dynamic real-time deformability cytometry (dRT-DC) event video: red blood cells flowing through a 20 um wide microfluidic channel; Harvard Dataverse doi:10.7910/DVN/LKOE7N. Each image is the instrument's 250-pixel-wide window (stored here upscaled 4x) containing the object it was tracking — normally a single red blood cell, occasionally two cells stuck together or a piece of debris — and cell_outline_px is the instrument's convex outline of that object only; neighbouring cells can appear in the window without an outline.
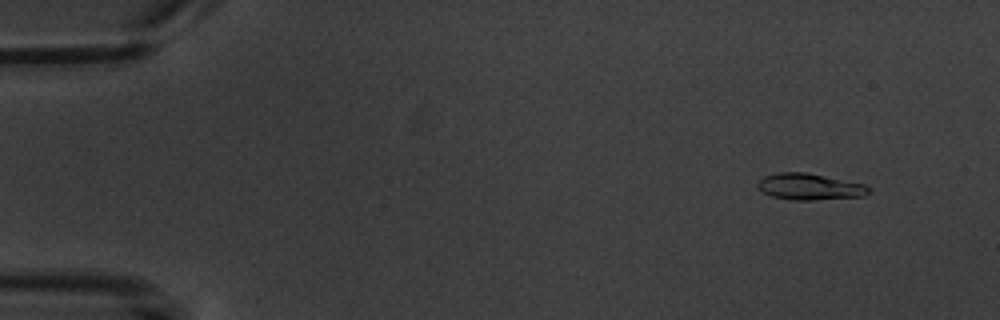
{"species": "common noctule bat (a hibernating species)", "species_latin": "Nyctalus noctula", "temperature_condition": "warm", "stored_images_in_passage": 5, "camera_frame_rate_fps": 3000, "um_per_image_px": 0.085, "animal": {"sex": "male", "body_mass_g": 20.1, "forearm_length_mm": 53.5}, "frame": {"image": 1, "passage_image": 1, "time_ms": 0.0, "image_size_px": [1000, 320], "cell_outline_px": [[872, 188], [864, 196], [812, 200], [788, 200], [772, 196], [760, 192], [756, 188], [756, 184], [764, 176], [776, 172], [808, 172], [864, 184]], "centroid_in_image_um": [68.77, 15.87], "position_along_channel_um": 16.2, "area_um2": 17.34}}
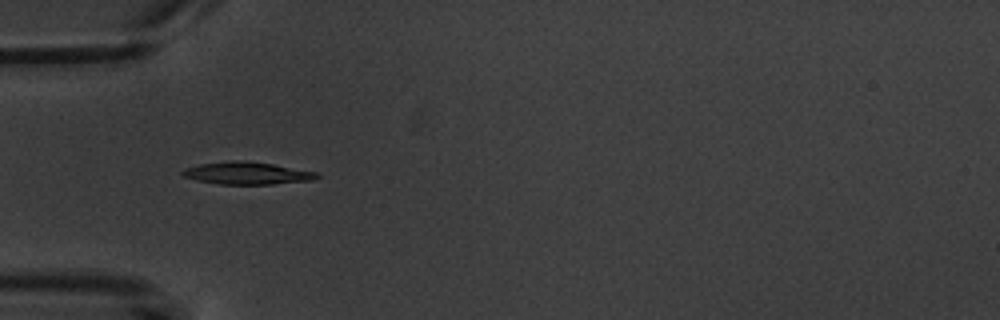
{"frame": {"image": 2, "passage_image": 4, "time_ms": 4.333, "image_size_px": [1000, 320], "cell_outline_px": [[320, 176], [312, 180], [272, 184], [220, 184], [196, 180], [184, 176], [180, 172], [184, 168], [200, 164], [232, 160], [240, 160], [272, 164], [316, 172]], "centroid_in_image_um": [20.96, 14.72], "position_along_channel_um": 64.0, "area_um2": 17.34}}